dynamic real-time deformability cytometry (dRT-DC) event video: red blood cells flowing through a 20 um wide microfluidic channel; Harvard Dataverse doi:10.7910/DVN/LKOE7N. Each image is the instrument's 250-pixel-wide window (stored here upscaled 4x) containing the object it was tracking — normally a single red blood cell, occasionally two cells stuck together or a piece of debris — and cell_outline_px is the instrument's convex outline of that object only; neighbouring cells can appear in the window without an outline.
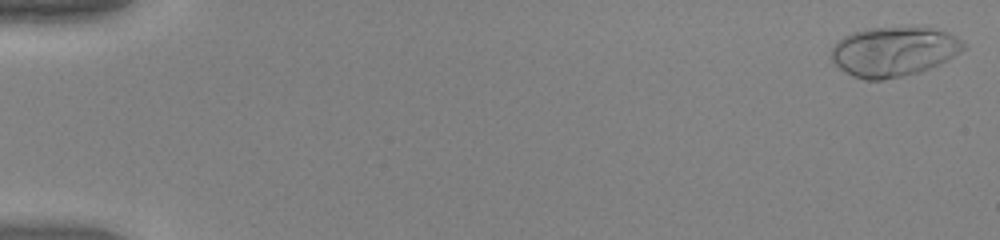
{"species": "human", "species_latin": "Homo sapiens", "temperature_condition": "warm", "stored_images_in_passage": 51, "camera_frame_rate_fps": 3000, "um_per_image_px": 0.085, "donor": {"sex": "female"}, "frame": {"image": 1, "passage_image": 1, "time_ms": 0.0, "image_size_px": [1000, 240], "cell_outline_px": [[968, 44], [960, 52], [948, 60], [928, 68], [916, 72], [884, 80], [864, 80], [852, 76], [844, 72], [832, 60], [832, 44], [836, 40], [852, 32], [868, 28], [932, 24], [964, 40]], "centroid_in_image_um": [76.01, 4.31], "position_along_channel_um": 9.0, "area_um2": 39.36}}
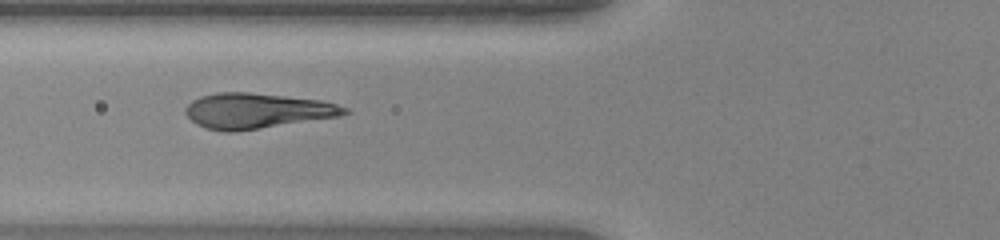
{"frame": {"image": 2, "passage_image": 21, "time_ms": 6.667, "image_size_px": [1000, 240], "cell_outline_px": [[352, 112], [340, 116], [260, 128], [232, 132], [224, 132], [204, 128], [196, 124], [184, 112], [184, 108], [192, 100], [200, 96], [216, 92], [248, 92], [320, 100], [336, 104], [348, 108]], "centroid_in_image_um": [21.8, 9.42], "position_along_channel_um": 104.0, "area_um2": 32.71}}
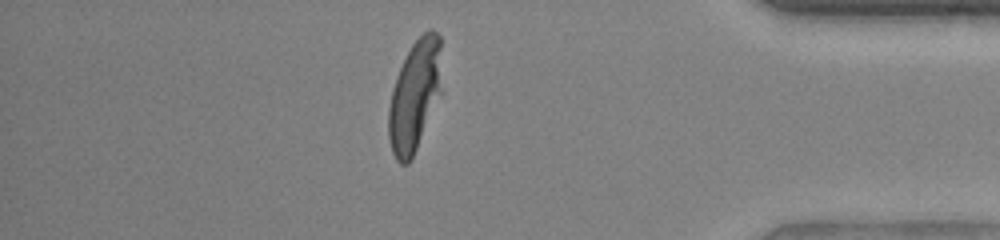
{"frame": {"image": 3, "passage_image": 45, "time_ms": 14.667, "image_size_px": [1000, 240], "cell_outline_px": [[444, 92], [408, 164], [400, 164], [396, 160], [392, 152], [388, 136], [388, 108], [392, 88], [396, 76], [412, 44], [428, 28], [432, 28], [440, 36]], "centroid_in_image_um": [35.3, 8.1], "position_along_channel_um": 399.9, "area_um2": 35.32}}